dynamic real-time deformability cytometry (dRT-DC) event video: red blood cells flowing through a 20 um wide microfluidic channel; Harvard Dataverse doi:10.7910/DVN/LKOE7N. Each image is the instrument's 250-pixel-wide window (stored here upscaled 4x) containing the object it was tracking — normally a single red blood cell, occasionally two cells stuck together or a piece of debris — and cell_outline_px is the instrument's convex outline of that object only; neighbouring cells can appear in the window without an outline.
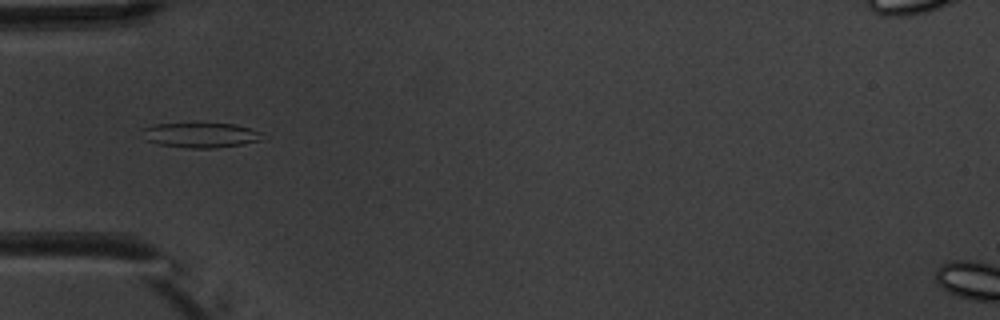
{"species": "common noctule bat (a hibernating species)", "species_latin": "Nyctalus noctula", "temperature_condition": "warm", "stored_images_in_passage": 5, "camera_frame_rate_fps": 3000, "um_per_image_px": 0.085, "animal": {"sex": "male", "body_mass_g": 20.1, "forearm_length_mm": 53.5}, "frame": {"image": 1, "passage_image": 3, "time_ms": 2.333, "image_size_px": [1000, 320], "cell_outline_px": [[260, 140], [240, 144], [216, 148], [188, 148], [160, 144], [144, 140], [140, 128], [152, 124], [236, 124], [260, 132]], "centroid_in_image_um": [16.94, 11.48], "position_along_channel_um": 68.1, "area_um2": 17.22}}
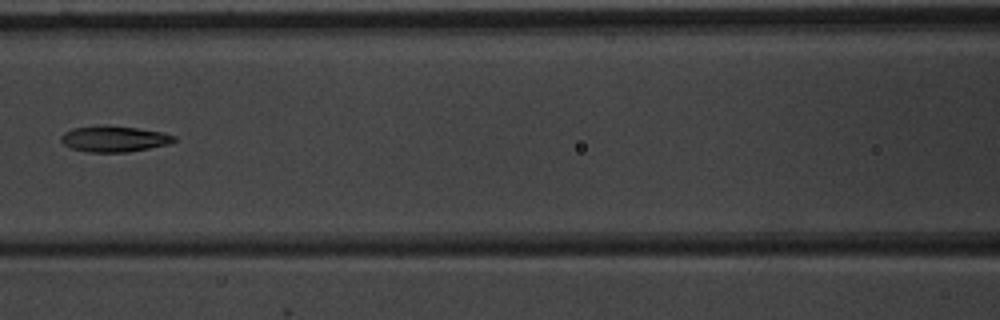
{"frame": {"image": 2, "passage_image": 5, "time_ms": 4.667, "image_size_px": [1000, 320], "cell_outline_px": [[176, 140], [168, 144], [128, 152], [88, 152], [72, 148], [64, 144], [60, 140], [60, 136], [64, 132], [72, 128], [104, 124], [136, 128], [160, 132], [176, 136]], "centroid_in_image_um": [9.66, 11.79], "position_along_channel_um": 156.9, "area_um2": 17.11}}